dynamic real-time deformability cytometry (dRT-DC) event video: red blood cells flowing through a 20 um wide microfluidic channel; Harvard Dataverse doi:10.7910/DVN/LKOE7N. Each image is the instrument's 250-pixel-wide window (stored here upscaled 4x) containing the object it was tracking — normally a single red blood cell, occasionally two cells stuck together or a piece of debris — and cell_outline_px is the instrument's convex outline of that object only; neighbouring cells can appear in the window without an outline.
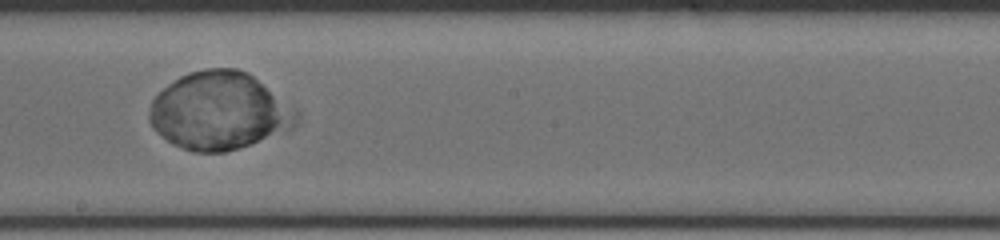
{"species": "human", "species_latin": "Homo sapiens", "temperature_condition": "cold", "stored_images_in_passage": 37, "camera_frame_rate_fps": 3000, "um_per_image_px": 0.085, "donor": {"sex": "male"}, "frame": {"image": 1, "passage_image": 16, "time_ms": 5.0, "image_size_px": [1000, 240], "cell_outline_px": [[300, 116], [296, 124], [292, 128], [248, 144], [224, 152], [192, 152], [172, 144], [148, 120], [148, 112], [152, 100], [168, 84], [180, 76], [188, 72], [204, 68], [236, 68], [248, 72], [296, 112]], "centroid_in_image_um": [18.59, 9.42], "position_along_channel_um": 229.6, "area_um2": 65.43}}